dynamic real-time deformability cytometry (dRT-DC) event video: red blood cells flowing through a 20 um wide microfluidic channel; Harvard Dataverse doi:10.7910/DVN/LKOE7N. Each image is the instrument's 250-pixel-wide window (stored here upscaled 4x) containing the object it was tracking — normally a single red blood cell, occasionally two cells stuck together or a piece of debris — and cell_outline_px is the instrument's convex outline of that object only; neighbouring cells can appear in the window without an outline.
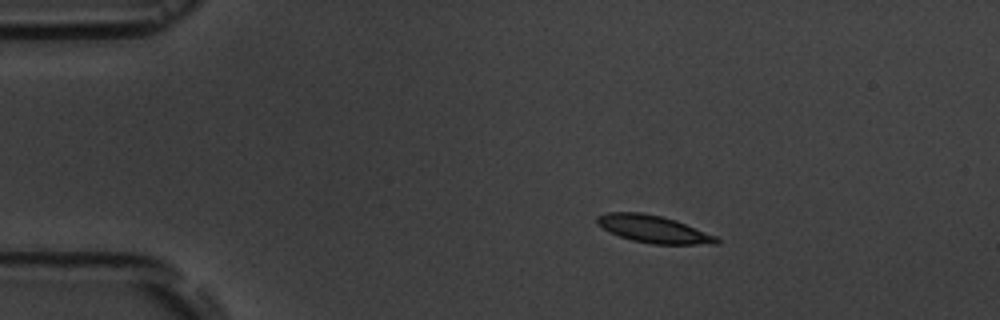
{"species": "common noctule bat (a hibernating species)", "species_latin": "Nyctalus noctula", "temperature_condition": "room temperature", "stored_images_in_passage": 3, "camera_frame_rate_fps": 3000, "um_per_image_px": 0.085, "animal": {"sex": "male", "body_mass_g": 19.5, "forearm_length_mm": 54.6}, "frame": {"image": 1, "passage_image": 1, "time_ms": 0.0, "image_size_px": [1000, 320], "cell_outline_px": [[720, 240], [716, 244], [652, 244], [632, 240], [620, 236], [596, 224], [596, 216], [608, 212], [644, 212], [676, 220], [716, 236]], "centroid_in_image_um": [55.53, 19.46], "position_along_channel_um": 29.5, "area_um2": 18.9}}